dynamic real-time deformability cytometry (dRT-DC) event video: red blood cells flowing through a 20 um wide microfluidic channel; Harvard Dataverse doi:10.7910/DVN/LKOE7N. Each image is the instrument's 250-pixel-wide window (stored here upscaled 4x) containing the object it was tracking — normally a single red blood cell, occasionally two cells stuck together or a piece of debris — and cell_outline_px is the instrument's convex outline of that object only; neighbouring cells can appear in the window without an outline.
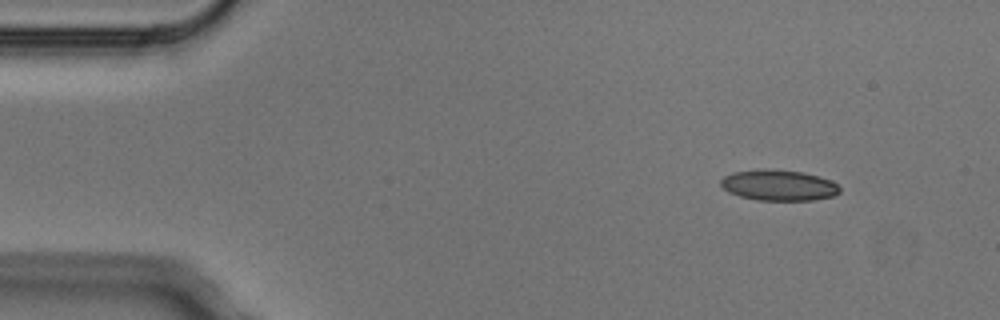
{"species": "Egyptian fruit bat (a non-hibernating species)", "species_latin": "Rousettus aegyptiacus", "temperature_condition": "cold", "stored_images_in_passage": 4, "camera_frame_rate_fps": 3000, "um_per_image_px": 0.085, "animal": {"sex": "male"}, "frame": {"image": 1, "passage_image": 1, "time_ms": 0.0, "image_size_px": [1000, 320], "cell_outline_px": [[840, 192], [836, 196], [812, 200], [756, 200], [740, 196], [728, 192], [720, 184], [720, 180], [724, 176], [732, 172], [764, 168], [804, 172], [820, 176], [832, 180], [840, 188]], "centroid_in_image_um": [66.2, 15.74], "position_along_channel_um": 18.8, "area_um2": 21.62}}